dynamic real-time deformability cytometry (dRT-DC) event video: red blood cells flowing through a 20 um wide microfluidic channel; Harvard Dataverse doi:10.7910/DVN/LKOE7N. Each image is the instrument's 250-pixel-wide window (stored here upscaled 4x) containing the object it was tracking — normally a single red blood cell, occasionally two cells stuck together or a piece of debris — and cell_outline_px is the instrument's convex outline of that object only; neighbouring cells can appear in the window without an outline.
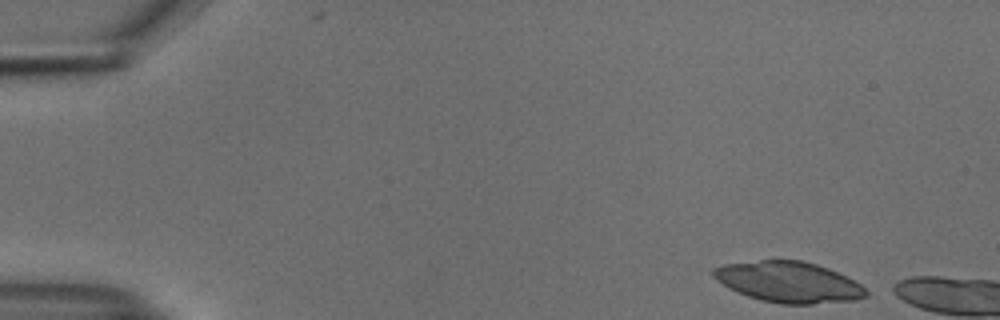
{"species": "common noctule bat (a hibernating species)", "species_latin": "Nyctalus noctula", "temperature_condition": "cold", "stored_images_in_passage": 6, "camera_frame_rate_fps": 3000, "um_per_image_px": 0.085, "animal": {"sex": "male", "body_mass_g": 18.8}, "frame": {"image": 1, "passage_image": 1, "time_ms": 0.0, "image_size_px": [1000, 320], "cell_outline_px": [[868, 296], [856, 300], [812, 304], [780, 304], [748, 296], [728, 288], [716, 280], [712, 276], [712, 268], [724, 264], [760, 260], [804, 260], [828, 268], [860, 284], [868, 292]], "centroid_in_image_um": [67.01, 23.97], "position_along_channel_um": 18.0, "area_um2": 36.24}}